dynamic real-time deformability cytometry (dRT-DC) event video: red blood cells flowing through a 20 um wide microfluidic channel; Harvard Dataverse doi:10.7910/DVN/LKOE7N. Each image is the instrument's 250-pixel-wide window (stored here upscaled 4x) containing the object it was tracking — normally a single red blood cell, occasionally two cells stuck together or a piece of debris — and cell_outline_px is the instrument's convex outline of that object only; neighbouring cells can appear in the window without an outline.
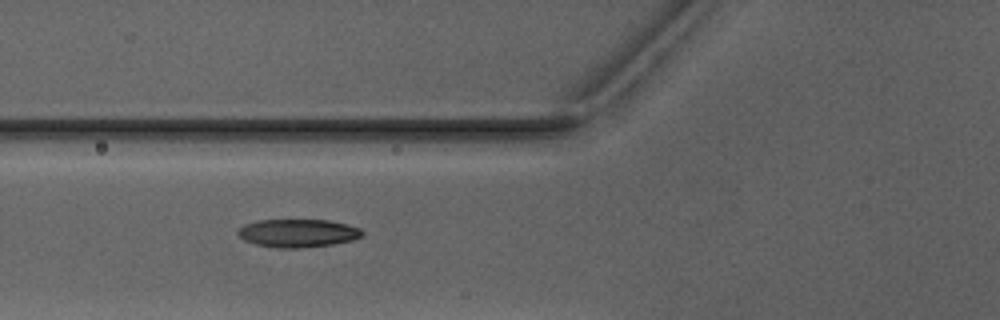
{"species": "Egyptian fruit bat (a non-hibernating species)", "species_latin": "Rousettus aegyptiacus", "temperature_condition": "warm", "stored_images_in_passage": 3, "camera_frame_rate_fps": 3000, "um_per_image_px": 0.085, "animal": {"sex": "male"}, "frame": {"image": 1, "passage_image": 2, "time_ms": 1.0, "image_size_px": [1000, 320], "cell_outline_px": [[364, 232], [360, 236], [352, 240], [332, 244], [300, 248], [280, 248], [256, 244], [244, 240], [236, 232], [244, 224], [256, 220], [328, 220], [348, 224], [360, 228]], "centroid_in_image_um": [25.31, 19.81], "position_along_channel_um": 100.5, "area_um2": 20.29}}
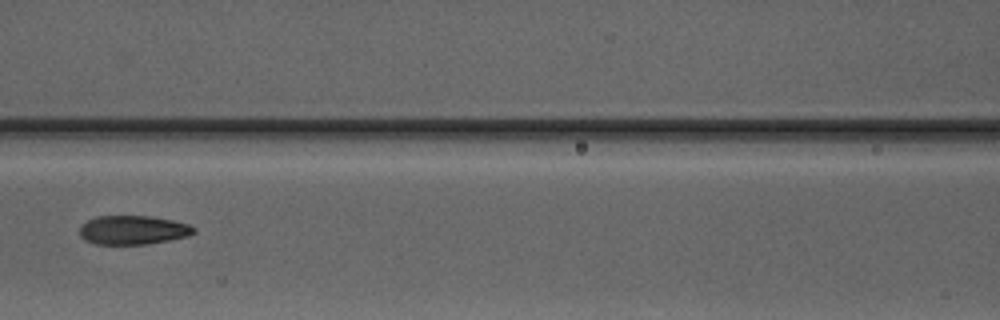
{"frame": {"image": 2, "passage_image": 3, "time_ms": 2.333, "image_size_px": [1000, 320], "cell_outline_px": [[196, 232], [188, 236], [148, 244], [96, 244], [84, 240], [80, 236], [80, 224], [96, 216], [148, 216], [172, 220], [188, 224], [196, 228]], "centroid_in_image_um": [11.28, 19.55], "position_along_channel_um": 155.3, "area_um2": 19.31}}